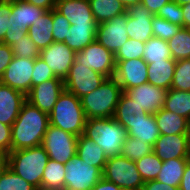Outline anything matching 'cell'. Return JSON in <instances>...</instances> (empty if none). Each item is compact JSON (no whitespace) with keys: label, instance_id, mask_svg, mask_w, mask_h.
<instances>
[{"label":"cell","instance_id":"obj_1","mask_svg":"<svg viewBox=\"0 0 190 190\" xmlns=\"http://www.w3.org/2000/svg\"><path fill=\"white\" fill-rule=\"evenodd\" d=\"M48 125L49 114L26 100L11 126L12 151L42 145Z\"/></svg>","mask_w":190,"mask_h":190},{"label":"cell","instance_id":"obj_2","mask_svg":"<svg viewBox=\"0 0 190 190\" xmlns=\"http://www.w3.org/2000/svg\"><path fill=\"white\" fill-rule=\"evenodd\" d=\"M49 160L42 145L11 151L8 167L37 190L41 189L42 176Z\"/></svg>","mask_w":190,"mask_h":190},{"label":"cell","instance_id":"obj_3","mask_svg":"<svg viewBox=\"0 0 190 190\" xmlns=\"http://www.w3.org/2000/svg\"><path fill=\"white\" fill-rule=\"evenodd\" d=\"M122 93L114 77L106 78L99 88L80 98L86 119L113 117Z\"/></svg>","mask_w":190,"mask_h":190},{"label":"cell","instance_id":"obj_4","mask_svg":"<svg viewBox=\"0 0 190 190\" xmlns=\"http://www.w3.org/2000/svg\"><path fill=\"white\" fill-rule=\"evenodd\" d=\"M86 116L80 98L64 90L49 114V124L75 136L84 134Z\"/></svg>","mask_w":190,"mask_h":190},{"label":"cell","instance_id":"obj_5","mask_svg":"<svg viewBox=\"0 0 190 190\" xmlns=\"http://www.w3.org/2000/svg\"><path fill=\"white\" fill-rule=\"evenodd\" d=\"M84 135L99 145L107 157L120 155L127 131L113 117L87 119Z\"/></svg>","mask_w":190,"mask_h":190},{"label":"cell","instance_id":"obj_6","mask_svg":"<svg viewBox=\"0 0 190 190\" xmlns=\"http://www.w3.org/2000/svg\"><path fill=\"white\" fill-rule=\"evenodd\" d=\"M45 12V9L24 0H12L8 29L3 34L1 42L11 46L16 40L22 39L27 35L29 27Z\"/></svg>","mask_w":190,"mask_h":190},{"label":"cell","instance_id":"obj_7","mask_svg":"<svg viewBox=\"0 0 190 190\" xmlns=\"http://www.w3.org/2000/svg\"><path fill=\"white\" fill-rule=\"evenodd\" d=\"M103 178L123 190H142L144 185L135 161L122 155L108 157L103 170Z\"/></svg>","mask_w":190,"mask_h":190},{"label":"cell","instance_id":"obj_8","mask_svg":"<svg viewBox=\"0 0 190 190\" xmlns=\"http://www.w3.org/2000/svg\"><path fill=\"white\" fill-rule=\"evenodd\" d=\"M64 166V190H91L103 178L98 167L83 162L77 153Z\"/></svg>","mask_w":190,"mask_h":190},{"label":"cell","instance_id":"obj_9","mask_svg":"<svg viewBox=\"0 0 190 190\" xmlns=\"http://www.w3.org/2000/svg\"><path fill=\"white\" fill-rule=\"evenodd\" d=\"M77 139V136L49 124L42 146L49 159L66 164L77 152Z\"/></svg>","mask_w":190,"mask_h":190},{"label":"cell","instance_id":"obj_10","mask_svg":"<svg viewBox=\"0 0 190 190\" xmlns=\"http://www.w3.org/2000/svg\"><path fill=\"white\" fill-rule=\"evenodd\" d=\"M106 78L103 74L74 61L63 82L67 92L81 98L99 88Z\"/></svg>","mask_w":190,"mask_h":190},{"label":"cell","instance_id":"obj_11","mask_svg":"<svg viewBox=\"0 0 190 190\" xmlns=\"http://www.w3.org/2000/svg\"><path fill=\"white\" fill-rule=\"evenodd\" d=\"M74 61L81 65H86L88 68L103 74L107 78H112L115 75L116 62L114 54L97 40L90 43L83 50L76 52Z\"/></svg>","mask_w":190,"mask_h":190},{"label":"cell","instance_id":"obj_12","mask_svg":"<svg viewBox=\"0 0 190 190\" xmlns=\"http://www.w3.org/2000/svg\"><path fill=\"white\" fill-rule=\"evenodd\" d=\"M128 14H120L111 20L99 23L96 40L107 50L115 54L129 39L127 34Z\"/></svg>","mask_w":190,"mask_h":190},{"label":"cell","instance_id":"obj_13","mask_svg":"<svg viewBox=\"0 0 190 190\" xmlns=\"http://www.w3.org/2000/svg\"><path fill=\"white\" fill-rule=\"evenodd\" d=\"M35 59L13 57L0 79L2 84L27 95L32 88Z\"/></svg>","mask_w":190,"mask_h":190},{"label":"cell","instance_id":"obj_14","mask_svg":"<svg viewBox=\"0 0 190 190\" xmlns=\"http://www.w3.org/2000/svg\"><path fill=\"white\" fill-rule=\"evenodd\" d=\"M76 52L64 42H53L40 50L39 57L51 69L53 74L64 81L74 63Z\"/></svg>","mask_w":190,"mask_h":190},{"label":"cell","instance_id":"obj_15","mask_svg":"<svg viewBox=\"0 0 190 190\" xmlns=\"http://www.w3.org/2000/svg\"><path fill=\"white\" fill-rule=\"evenodd\" d=\"M64 90L65 85L63 80L56 77L33 86L26 95V100L40 111L50 114L57 99Z\"/></svg>","mask_w":190,"mask_h":190},{"label":"cell","instance_id":"obj_16","mask_svg":"<svg viewBox=\"0 0 190 190\" xmlns=\"http://www.w3.org/2000/svg\"><path fill=\"white\" fill-rule=\"evenodd\" d=\"M114 78L118 81L122 91L131 89L148 82L147 63L142 58L126 61H115Z\"/></svg>","mask_w":190,"mask_h":190},{"label":"cell","instance_id":"obj_17","mask_svg":"<svg viewBox=\"0 0 190 190\" xmlns=\"http://www.w3.org/2000/svg\"><path fill=\"white\" fill-rule=\"evenodd\" d=\"M126 13L128 14L126 28L130 39L145 43L148 39L154 37L152 31L154 15L142 3L128 7Z\"/></svg>","mask_w":190,"mask_h":190},{"label":"cell","instance_id":"obj_18","mask_svg":"<svg viewBox=\"0 0 190 190\" xmlns=\"http://www.w3.org/2000/svg\"><path fill=\"white\" fill-rule=\"evenodd\" d=\"M167 91L147 82L131 89H126L124 93L147 113L156 114L163 108Z\"/></svg>","mask_w":190,"mask_h":190},{"label":"cell","instance_id":"obj_19","mask_svg":"<svg viewBox=\"0 0 190 190\" xmlns=\"http://www.w3.org/2000/svg\"><path fill=\"white\" fill-rule=\"evenodd\" d=\"M55 9L70 22V25H98L89 0H57Z\"/></svg>","mask_w":190,"mask_h":190},{"label":"cell","instance_id":"obj_20","mask_svg":"<svg viewBox=\"0 0 190 190\" xmlns=\"http://www.w3.org/2000/svg\"><path fill=\"white\" fill-rule=\"evenodd\" d=\"M25 101L26 95L0 82V122L12 126Z\"/></svg>","mask_w":190,"mask_h":190},{"label":"cell","instance_id":"obj_21","mask_svg":"<svg viewBox=\"0 0 190 190\" xmlns=\"http://www.w3.org/2000/svg\"><path fill=\"white\" fill-rule=\"evenodd\" d=\"M153 152L162 161L188 158L186 134L160 135L153 145Z\"/></svg>","mask_w":190,"mask_h":190},{"label":"cell","instance_id":"obj_22","mask_svg":"<svg viewBox=\"0 0 190 190\" xmlns=\"http://www.w3.org/2000/svg\"><path fill=\"white\" fill-rule=\"evenodd\" d=\"M149 115L142 107L133 102L124 92L121 94L113 118L126 129H131V123L137 122Z\"/></svg>","mask_w":190,"mask_h":190},{"label":"cell","instance_id":"obj_23","mask_svg":"<svg viewBox=\"0 0 190 190\" xmlns=\"http://www.w3.org/2000/svg\"><path fill=\"white\" fill-rule=\"evenodd\" d=\"M53 9L46 11L40 19H37L35 23H33L27 34L35 42V45L42 50L47 48L53 40Z\"/></svg>","mask_w":190,"mask_h":190},{"label":"cell","instance_id":"obj_24","mask_svg":"<svg viewBox=\"0 0 190 190\" xmlns=\"http://www.w3.org/2000/svg\"><path fill=\"white\" fill-rule=\"evenodd\" d=\"M76 153L83 162H87L91 166H96L103 172L108 157L93 139H89L84 134L78 136Z\"/></svg>","mask_w":190,"mask_h":190},{"label":"cell","instance_id":"obj_25","mask_svg":"<svg viewBox=\"0 0 190 190\" xmlns=\"http://www.w3.org/2000/svg\"><path fill=\"white\" fill-rule=\"evenodd\" d=\"M148 83L169 90L171 88L176 61L167 59L147 64Z\"/></svg>","mask_w":190,"mask_h":190},{"label":"cell","instance_id":"obj_26","mask_svg":"<svg viewBox=\"0 0 190 190\" xmlns=\"http://www.w3.org/2000/svg\"><path fill=\"white\" fill-rule=\"evenodd\" d=\"M154 118L160 135L186 134L189 124L186 118L164 108L154 114Z\"/></svg>","mask_w":190,"mask_h":190},{"label":"cell","instance_id":"obj_27","mask_svg":"<svg viewBox=\"0 0 190 190\" xmlns=\"http://www.w3.org/2000/svg\"><path fill=\"white\" fill-rule=\"evenodd\" d=\"M97 26L98 25H70L64 43L75 52L83 50L96 40Z\"/></svg>","mask_w":190,"mask_h":190},{"label":"cell","instance_id":"obj_28","mask_svg":"<svg viewBox=\"0 0 190 190\" xmlns=\"http://www.w3.org/2000/svg\"><path fill=\"white\" fill-rule=\"evenodd\" d=\"M188 158H173L163 161L156 180L172 187H179Z\"/></svg>","mask_w":190,"mask_h":190},{"label":"cell","instance_id":"obj_29","mask_svg":"<svg viewBox=\"0 0 190 190\" xmlns=\"http://www.w3.org/2000/svg\"><path fill=\"white\" fill-rule=\"evenodd\" d=\"M127 136L137 138L143 143H149L153 146L160 136L154 114H149L146 118L131 123V129L127 132Z\"/></svg>","mask_w":190,"mask_h":190},{"label":"cell","instance_id":"obj_30","mask_svg":"<svg viewBox=\"0 0 190 190\" xmlns=\"http://www.w3.org/2000/svg\"><path fill=\"white\" fill-rule=\"evenodd\" d=\"M163 108L186 118L190 122V91L170 88L167 91Z\"/></svg>","mask_w":190,"mask_h":190},{"label":"cell","instance_id":"obj_31","mask_svg":"<svg viewBox=\"0 0 190 190\" xmlns=\"http://www.w3.org/2000/svg\"><path fill=\"white\" fill-rule=\"evenodd\" d=\"M65 174L63 163L49 159L42 176L41 190H64Z\"/></svg>","mask_w":190,"mask_h":190},{"label":"cell","instance_id":"obj_32","mask_svg":"<svg viewBox=\"0 0 190 190\" xmlns=\"http://www.w3.org/2000/svg\"><path fill=\"white\" fill-rule=\"evenodd\" d=\"M89 3L98 24L126 12V8L119 0H89Z\"/></svg>","mask_w":190,"mask_h":190},{"label":"cell","instance_id":"obj_33","mask_svg":"<svg viewBox=\"0 0 190 190\" xmlns=\"http://www.w3.org/2000/svg\"><path fill=\"white\" fill-rule=\"evenodd\" d=\"M142 59L149 64L173 58L167 41L152 37L145 42V50Z\"/></svg>","mask_w":190,"mask_h":190},{"label":"cell","instance_id":"obj_34","mask_svg":"<svg viewBox=\"0 0 190 190\" xmlns=\"http://www.w3.org/2000/svg\"><path fill=\"white\" fill-rule=\"evenodd\" d=\"M167 43L175 61L190 59V32L188 28L182 27Z\"/></svg>","mask_w":190,"mask_h":190},{"label":"cell","instance_id":"obj_35","mask_svg":"<svg viewBox=\"0 0 190 190\" xmlns=\"http://www.w3.org/2000/svg\"><path fill=\"white\" fill-rule=\"evenodd\" d=\"M138 172L144 182L156 180L161 171L163 161L154 153L151 152L146 156L135 161Z\"/></svg>","mask_w":190,"mask_h":190},{"label":"cell","instance_id":"obj_36","mask_svg":"<svg viewBox=\"0 0 190 190\" xmlns=\"http://www.w3.org/2000/svg\"><path fill=\"white\" fill-rule=\"evenodd\" d=\"M151 152H153V146L151 144L143 143V141L137 138L127 136L122 145L120 155L136 161Z\"/></svg>","mask_w":190,"mask_h":190},{"label":"cell","instance_id":"obj_37","mask_svg":"<svg viewBox=\"0 0 190 190\" xmlns=\"http://www.w3.org/2000/svg\"><path fill=\"white\" fill-rule=\"evenodd\" d=\"M171 88L190 91V59L176 61Z\"/></svg>","mask_w":190,"mask_h":190},{"label":"cell","instance_id":"obj_38","mask_svg":"<svg viewBox=\"0 0 190 190\" xmlns=\"http://www.w3.org/2000/svg\"><path fill=\"white\" fill-rule=\"evenodd\" d=\"M0 190H37L8 166L0 174Z\"/></svg>","mask_w":190,"mask_h":190},{"label":"cell","instance_id":"obj_39","mask_svg":"<svg viewBox=\"0 0 190 190\" xmlns=\"http://www.w3.org/2000/svg\"><path fill=\"white\" fill-rule=\"evenodd\" d=\"M145 43L135 39H128L126 43L114 54L115 61L143 58Z\"/></svg>","mask_w":190,"mask_h":190},{"label":"cell","instance_id":"obj_40","mask_svg":"<svg viewBox=\"0 0 190 190\" xmlns=\"http://www.w3.org/2000/svg\"><path fill=\"white\" fill-rule=\"evenodd\" d=\"M11 49L14 56L19 58L36 59L40 55L39 48L28 34L22 39L16 40V42L11 45Z\"/></svg>","mask_w":190,"mask_h":190},{"label":"cell","instance_id":"obj_41","mask_svg":"<svg viewBox=\"0 0 190 190\" xmlns=\"http://www.w3.org/2000/svg\"><path fill=\"white\" fill-rule=\"evenodd\" d=\"M182 27L177 24H172L169 21L153 16L152 18V31L153 36L163 39L165 41L170 40Z\"/></svg>","mask_w":190,"mask_h":190},{"label":"cell","instance_id":"obj_42","mask_svg":"<svg viewBox=\"0 0 190 190\" xmlns=\"http://www.w3.org/2000/svg\"><path fill=\"white\" fill-rule=\"evenodd\" d=\"M159 18H163L172 24H177L183 27V12L181 5L174 1L166 3L156 15Z\"/></svg>","mask_w":190,"mask_h":190},{"label":"cell","instance_id":"obj_43","mask_svg":"<svg viewBox=\"0 0 190 190\" xmlns=\"http://www.w3.org/2000/svg\"><path fill=\"white\" fill-rule=\"evenodd\" d=\"M69 28L70 22L54 8L52 31L54 42H64Z\"/></svg>","mask_w":190,"mask_h":190},{"label":"cell","instance_id":"obj_44","mask_svg":"<svg viewBox=\"0 0 190 190\" xmlns=\"http://www.w3.org/2000/svg\"><path fill=\"white\" fill-rule=\"evenodd\" d=\"M56 78L46 63L37 57L34 62V71L32 73V87L45 81Z\"/></svg>","mask_w":190,"mask_h":190},{"label":"cell","instance_id":"obj_45","mask_svg":"<svg viewBox=\"0 0 190 190\" xmlns=\"http://www.w3.org/2000/svg\"><path fill=\"white\" fill-rule=\"evenodd\" d=\"M12 9V0H0V41L8 29L9 16Z\"/></svg>","mask_w":190,"mask_h":190},{"label":"cell","instance_id":"obj_46","mask_svg":"<svg viewBox=\"0 0 190 190\" xmlns=\"http://www.w3.org/2000/svg\"><path fill=\"white\" fill-rule=\"evenodd\" d=\"M0 151L9 154L12 151L11 126L0 122Z\"/></svg>","mask_w":190,"mask_h":190},{"label":"cell","instance_id":"obj_47","mask_svg":"<svg viewBox=\"0 0 190 190\" xmlns=\"http://www.w3.org/2000/svg\"><path fill=\"white\" fill-rule=\"evenodd\" d=\"M14 57L11 46L0 41V79Z\"/></svg>","mask_w":190,"mask_h":190},{"label":"cell","instance_id":"obj_48","mask_svg":"<svg viewBox=\"0 0 190 190\" xmlns=\"http://www.w3.org/2000/svg\"><path fill=\"white\" fill-rule=\"evenodd\" d=\"M170 1L171 0H142L141 3L156 16L159 10Z\"/></svg>","mask_w":190,"mask_h":190},{"label":"cell","instance_id":"obj_49","mask_svg":"<svg viewBox=\"0 0 190 190\" xmlns=\"http://www.w3.org/2000/svg\"><path fill=\"white\" fill-rule=\"evenodd\" d=\"M142 190H179V187H172L157 180H151L144 182Z\"/></svg>","mask_w":190,"mask_h":190},{"label":"cell","instance_id":"obj_50","mask_svg":"<svg viewBox=\"0 0 190 190\" xmlns=\"http://www.w3.org/2000/svg\"><path fill=\"white\" fill-rule=\"evenodd\" d=\"M24 1L33 4L37 7H41L46 11H49L55 8L57 0H24Z\"/></svg>","mask_w":190,"mask_h":190},{"label":"cell","instance_id":"obj_51","mask_svg":"<svg viewBox=\"0 0 190 190\" xmlns=\"http://www.w3.org/2000/svg\"><path fill=\"white\" fill-rule=\"evenodd\" d=\"M91 190H123L116 184L102 178Z\"/></svg>","mask_w":190,"mask_h":190},{"label":"cell","instance_id":"obj_52","mask_svg":"<svg viewBox=\"0 0 190 190\" xmlns=\"http://www.w3.org/2000/svg\"><path fill=\"white\" fill-rule=\"evenodd\" d=\"M179 190H190V161L187 162L184 168V174L181 179Z\"/></svg>","mask_w":190,"mask_h":190},{"label":"cell","instance_id":"obj_53","mask_svg":"<svg viewBox=\"0 0 190 190\" xmlns=\"http://www.w3.org/2000/svg\"><path fill=\"white\" fill-rule=\"evenodd\" d=\"M181 9L183 12V27H190V3L181 5Z\"/></svg>","mask_w":190,"mask_h":190},{"label":"cell","instance_id":"obj_54","mask_svg":"<svg viewBox=\"0 0 190 190\" xmlns=\"http://www.w3.org/2000/svg\"><path fill=\"white\" fill-rule=\"evenodd\" d=\"M8 166V154L0 151V174Z\"/></svg>","mask_w":190,"mask_h":190},{"label":"cell","instance_id":"obj_55","mask_svg":"<svg viewBox=\"0 0 190 190\" xmlns=\"http://www.w3.org/2000/svg\"><path fill=\"white\" fill-rule=\"evenodd\" d=\"M119 1L124 5L126 9L130 6H134L142 2V0H119Z\"/></svg>","mask_w":190,"mask_h":190},{"label":"cell","instance_id":"obj_56","mask_svg":"<svg viewBox=\"0 0 190 190\" xmlns=\"http://www.w3.org/2000/svg\"><path fill=\"white\" fill-rule=\"evenodd\" d=\"M186 141H187V154H188V159L190 161V122L188 124L186 131Z\"/></svg>","mask_w":190,"mask_h":190},{"label":"cell","instance_id":"obj_57","mask_svg":"<svg viewBox=\"0 0 190 190\" xmlns=\"http://www.w3.org/2000/svg\"><path fill=\"white\" fill-rule=\"evenodd\" d=\"M172 1L176 2L179 5H185L190 3V0H172Z\"/></svg>","mask_w":190,"mask_h":190}]
</instances>
